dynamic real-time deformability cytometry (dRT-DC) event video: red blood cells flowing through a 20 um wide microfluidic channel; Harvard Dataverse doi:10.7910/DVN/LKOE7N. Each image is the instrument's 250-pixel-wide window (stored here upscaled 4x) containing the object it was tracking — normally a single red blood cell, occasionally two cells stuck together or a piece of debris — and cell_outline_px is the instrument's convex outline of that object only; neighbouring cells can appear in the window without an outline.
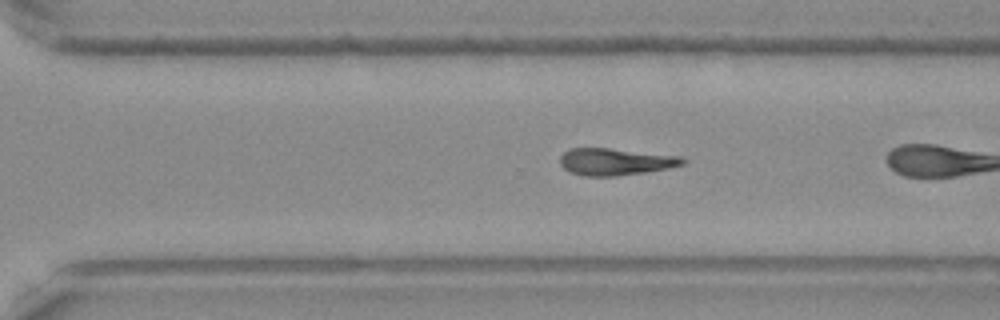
{"species": "Egyptian fruit bat (a non-hibernating species)", "species_latin": "Rousettus aegyptiacus", "temperature_condition": "warm", "stored_images_in_passage": 38, "camera_frame_rate_fps": 3000, "um_per_image_px": 0.085, "frame": {"image": 1, "passage_image": 33, "time_ms": 10.667, "image_size_px": [1000, 320], "cell_outline_px": [[688, 160], [684, 164], [668, 168], [644, 172], [616, 176], [584, 176], [568, 172], [560, 164], [560, 156], [568, 148], [608, 148], [684, 156]], "centroid_in_image_um": [52.32, 13.74], "position_along_channel_um": 318.3, "area_um2": 19.48}}